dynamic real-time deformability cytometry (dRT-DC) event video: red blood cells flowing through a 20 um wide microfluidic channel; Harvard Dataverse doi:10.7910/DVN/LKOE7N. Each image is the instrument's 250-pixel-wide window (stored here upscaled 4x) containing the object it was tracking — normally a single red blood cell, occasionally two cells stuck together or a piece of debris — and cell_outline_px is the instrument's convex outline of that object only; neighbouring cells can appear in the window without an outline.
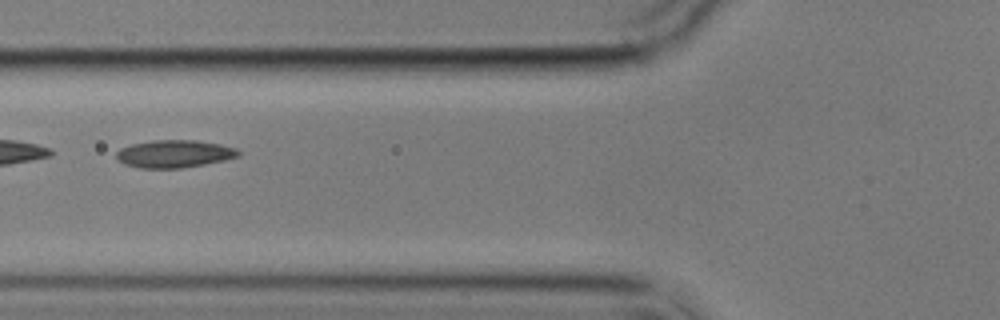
{"species": "common noctule bat (a hibernating species)", "species_latin": "Nyctalus noctula", "temperature_condition": "cold", "stored_images_in_passage": 5, "camera_frame_rate_fps": 3000, "um_per_image_px": 0.085, "animal": {"sex": "male", "body_mass_g": 17.9}, "frame": {"image": 1, "passage_image": 4, "time_ms": 3.667, "image_size_px": [1000, 320], "cell_outline_px": [[240, 156], [224, 160], [204, 164], [180, 168], [140, 168], [124, 164], [116, 156], [116, 152], [120, 148], [132, 144], [152, 140], [196, 140], [220, 144], [236, 148], [240, 152]], "centroid_in_image_um": [14.82, 13.07], "position_along_channel_um": 111.0, "area_um2": 19.59}}
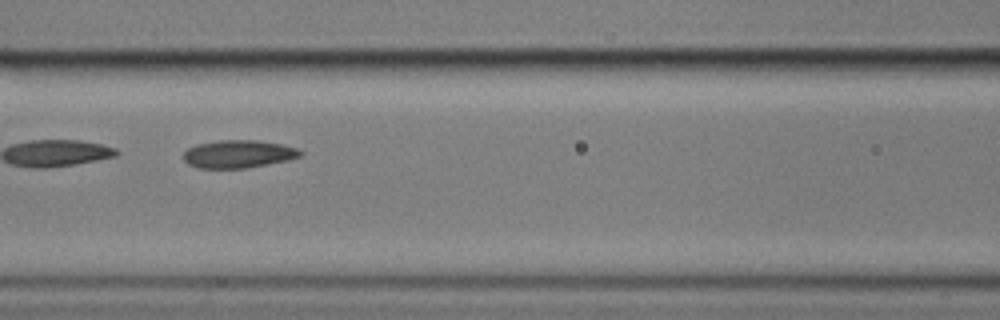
{"frame": {"image": 2, "passage_image": 5, "time_ms": 4.667, "image_size_px": [1000, 320], "cell_outline_px": [[304, 152], [300, 156], [288, 160], [244, 168], [196, 168], [188, 164], [184, 160], [184, 152], [188, 148], [196, 144], [220, 140], [260, 140], [280, 144], [296, 148]], "centroid_in_image_um": [20.24, 13.08], "position_along_channel_um": 146.4, "area_um2": 18.9}}